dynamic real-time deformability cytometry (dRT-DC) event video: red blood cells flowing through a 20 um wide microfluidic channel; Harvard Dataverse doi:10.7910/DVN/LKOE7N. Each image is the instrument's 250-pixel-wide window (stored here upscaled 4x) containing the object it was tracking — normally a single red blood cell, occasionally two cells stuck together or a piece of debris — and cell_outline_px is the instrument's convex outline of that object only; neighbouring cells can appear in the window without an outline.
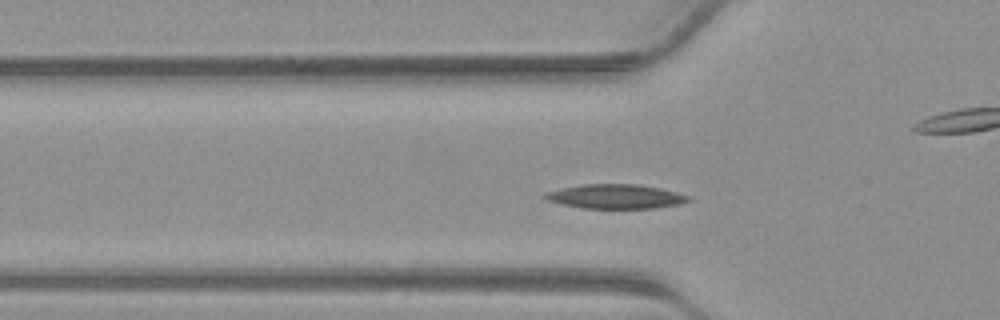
{"species": "common noctule bat (a hibernating species)", "species_latin": "Nyctalus noctula", "temperature_condition": "warm", "stored_images_in_passage": 37, "camera_frame_rate_fps": 3000, "um_per_image_px": 0.085, "animal": {"sex": "male", "body_mass_g": 23.1, "forearm_length_mm": 52.7}, "frame": {"image": 1, "passage_image": 9, "time_ms": 2.667, "image_size_px": [1000, 320], "cell_outline_px": [[692, 200], [680, 204], [656, 208], [584, 208], [564, 204], [548, 200], [544, 196], [548, 192], [560, 188], [580, 184], [640, 184], [660, 188], [692, 196]], "centroid_in_image_um": [52.41, 16.69], "position_along_channel_um": 73.4, "area_um2": 20.29}}
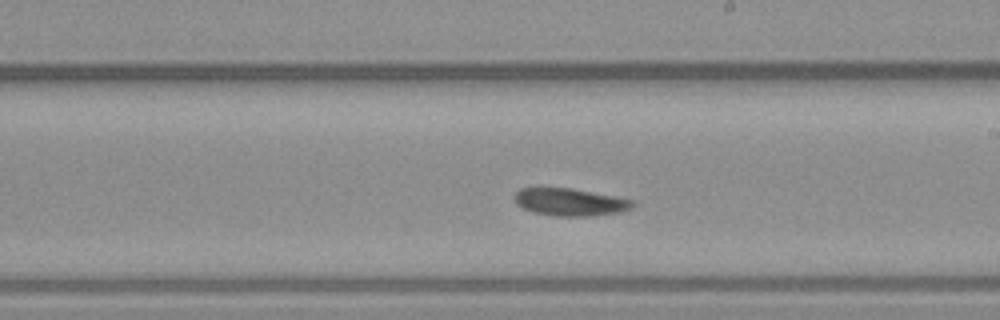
{"frame": {"image": 2, "passage_image": 19, "time_ms": 6.0, "image_size_px": [1000, 320], "cell_outline_px": [[636, 204], [632, 208], [620, 212], [592, 216], [556, 216], [532, 212], [516, 204], [512, 196], [520, 188], [572, 188], [636, 200]], "centroid_in_image_um": [48.47, 17.17], "position_along_channel_um": 240.5, "area_um2": 19.13}}
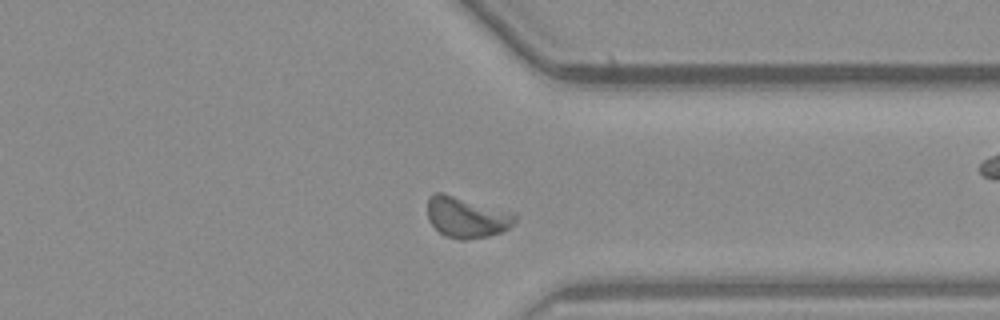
{"frame": {"image": 3, "passage_image": 27, "time_ms": 8.667, "image_size_px": [1000, 320], "cell_outline_px": [[516, 220], [508, 228], [500, 232], [488, 236], [464, 240], [460, 240], [444, 236], [428, 220], [428, 196], [436, 192], [444, 192], [516, 212]], "centroid_in_image_um": [39.67, 18.44], "position_along_channel_um": 371.7, "area_um2": 21.21}}